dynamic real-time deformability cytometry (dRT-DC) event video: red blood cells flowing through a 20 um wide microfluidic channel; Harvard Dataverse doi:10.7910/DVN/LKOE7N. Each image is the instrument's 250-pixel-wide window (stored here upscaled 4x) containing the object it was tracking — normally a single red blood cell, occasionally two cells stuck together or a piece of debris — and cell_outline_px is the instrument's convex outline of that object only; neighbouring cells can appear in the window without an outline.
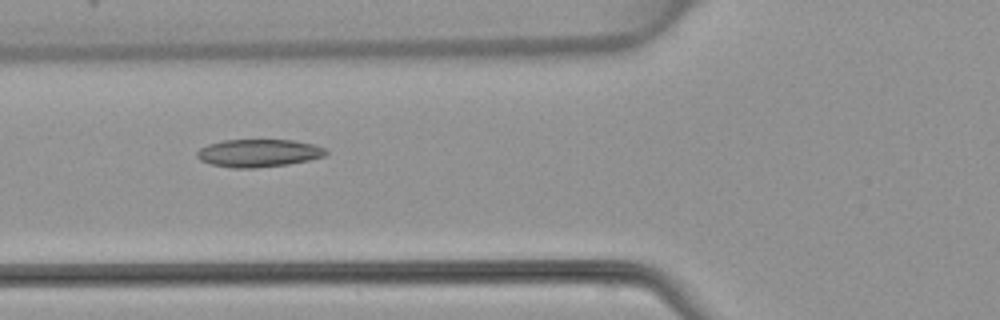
{"species": "common noctule bat (a hibernating species)", "species_latin": "Nyctalus noctula", "temperature_condition": "warm", "stored_images_in_passage": 5, "camera_frame_rate_fps": 3000, "um_per_image_px": 0.085, "animal": {"sex": "female", "body_mass_g": 22.7, "forearm_length_mm": 54.2}, "frame": {"image": 1, "passage_image": 4, "time_ms": 3.667, "image_size_px": [1000, 320], "cell_outline_px": [[328, 152], [324, 156], [308, 160], [288, 164], [252, 168], [232, 168], [212, 164], [200, 160], [196, 156], [196, 152], [200, 148], [208, 144], [224, 140], [292, 140], [312, 144], [328, 148]], "centroid_in_image_um": [21.98, 13.01], "position_along_channel_um": 103.8, "area_um2": 20.81}}
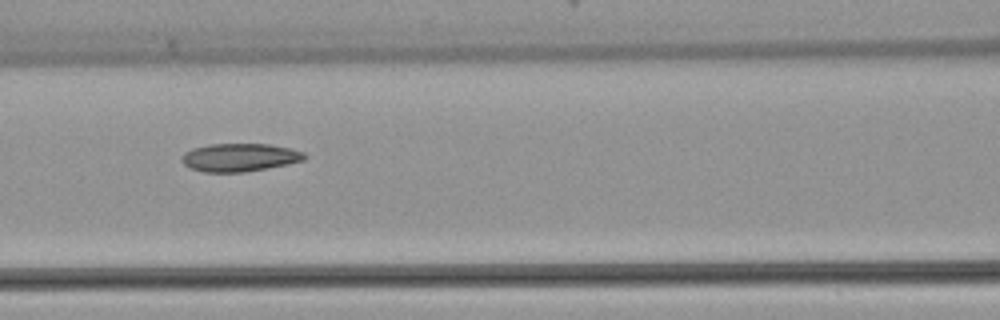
{"frame": {"image": 2, "passage_image": 5, "time_ms": 4.667, "image_size_px": [1000, 320], "cell_outline_px": [[308, 156], [304, 160], [288, 164], [244, 172], [204, 172], [192, 168], [184, 164], [180, 160], [184, 152], [192, 148], [208, 144], [268, 144], [292, 148], [304, 152]], "centroid_in_image_um": [20.38, 13.37], "position_along_channel_um": 146.2, "area_um2": 20.17}}